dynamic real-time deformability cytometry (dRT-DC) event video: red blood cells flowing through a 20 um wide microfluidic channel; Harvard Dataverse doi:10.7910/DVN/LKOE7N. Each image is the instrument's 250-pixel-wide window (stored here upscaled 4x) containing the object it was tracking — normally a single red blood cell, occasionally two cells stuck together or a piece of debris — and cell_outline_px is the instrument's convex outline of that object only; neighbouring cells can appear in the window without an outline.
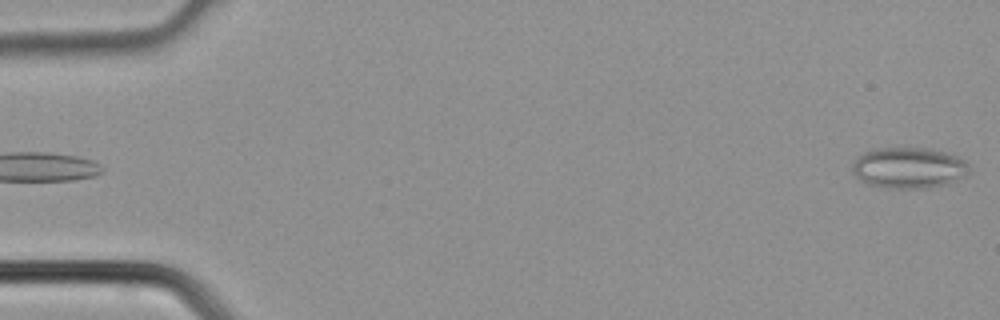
{"species": "common noctule bat (a hibernating species)", "species_latin": "Nyctalus noctula", "temperature_condition": "cold", "stored_images_in_passage": 3, "camera_frame_rate_fps": 3000, "um_per_image_px": 0.085, "animal": {"sex": "male", "body_mass_g": 21.5, "forearm_length_mm": 52.0}, "frame": {"image": 1, "passage_image": 3, "time_ms": 0.667, "image_size_px": [1000, 320], "cell_outline_px": [[972, 172], [948, 184], [928, 188], [888, 188], [868, 184], [856, 176], [852, 172], [852, 164], [860, 156], [868, 152], [880, 148], [928, 148], [944, 152], [956, 156], [964, 160], [968, 164]], "centroid_in_image_um": [77.3, 14.28], "position_along_channel_um": 7.7, "area_um2": 27.74}}